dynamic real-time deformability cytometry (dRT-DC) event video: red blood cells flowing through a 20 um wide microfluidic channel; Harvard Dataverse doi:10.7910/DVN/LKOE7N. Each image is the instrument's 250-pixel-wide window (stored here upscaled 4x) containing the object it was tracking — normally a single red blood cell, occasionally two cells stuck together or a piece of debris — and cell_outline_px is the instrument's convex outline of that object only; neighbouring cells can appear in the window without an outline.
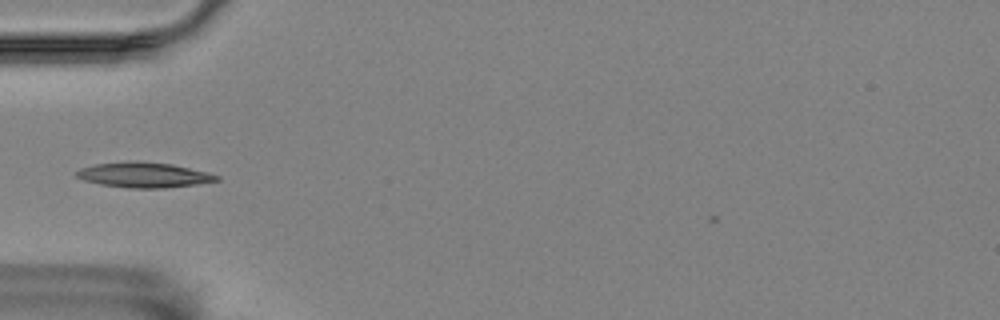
{"species": "Egyptian fruit bat (a non-hibernating species)", "species_latin": "Rousettus aegyptiacus", "temperature_condition": "room temperature", "stored_images_in_passage": 5, "camera_frame_rate_fps": 3000, "um_per_image_px": 0.085, "animal": {"sex": "female"}, "frame": {"image": 1, "passage_image": 3, "time_ms": 0.667, "image_size_px": [1000, 320], "cell_outline_px": [[220, 180], [196, 184], [164, 188], [128, 188], [100, 184], [84, 180], [76, 176], [76, 172], [80, 168], [96, 164], [128, 160], [136, 160], [172, 164], [208, 172], [220, 176]], "centroid_in_image_um": [12.23, 14.86], "position_along_channel_um": 72.8, "area_um2": 20.69}}